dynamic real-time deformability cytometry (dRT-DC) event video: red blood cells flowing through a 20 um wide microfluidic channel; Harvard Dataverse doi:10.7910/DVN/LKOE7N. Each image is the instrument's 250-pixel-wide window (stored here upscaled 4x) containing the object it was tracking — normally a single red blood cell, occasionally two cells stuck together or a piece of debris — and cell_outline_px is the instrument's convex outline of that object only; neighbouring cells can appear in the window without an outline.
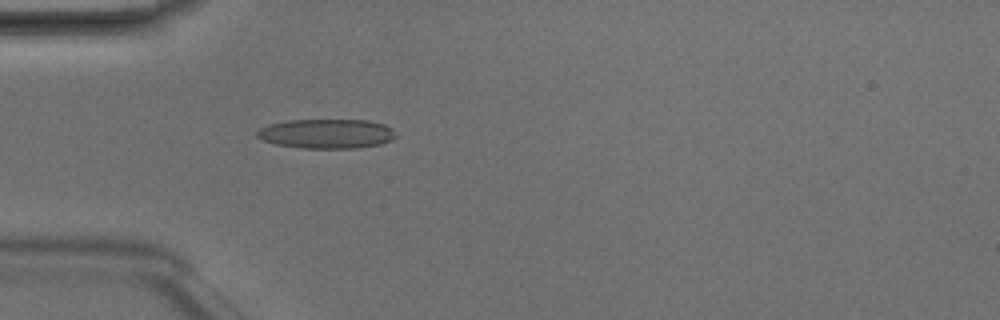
{"species": "Egyptian fruit bat (a non-hibernating species)", "species_latin": "Rousettus aegyptiacus", "temperature_condition": "room temperature", "stored_images_in_passage": 1, "camera_frame_rate_fps": 3000, "um_per_image_px": 0.085, "animal": {"sex": "male"}, "frame": {"image": 1, "passage_image": 1, "time_ms": 0.0, "image_size_px": [1000, 320], "cell_outline_px": [[396, 136], [392, 140], [380, 144], [356, 148], [300, 148], [276, 144], [264, 140], [256, 136], [256, 132], [260, 128], [268, 124], [288, 120], [368, 120], [384, 124], [392, 128], [396, 132]], "centroid_in_image_um": [27.77, 11.36], "position_along_channel_um": 57.2, "area_um2": 23.93}}